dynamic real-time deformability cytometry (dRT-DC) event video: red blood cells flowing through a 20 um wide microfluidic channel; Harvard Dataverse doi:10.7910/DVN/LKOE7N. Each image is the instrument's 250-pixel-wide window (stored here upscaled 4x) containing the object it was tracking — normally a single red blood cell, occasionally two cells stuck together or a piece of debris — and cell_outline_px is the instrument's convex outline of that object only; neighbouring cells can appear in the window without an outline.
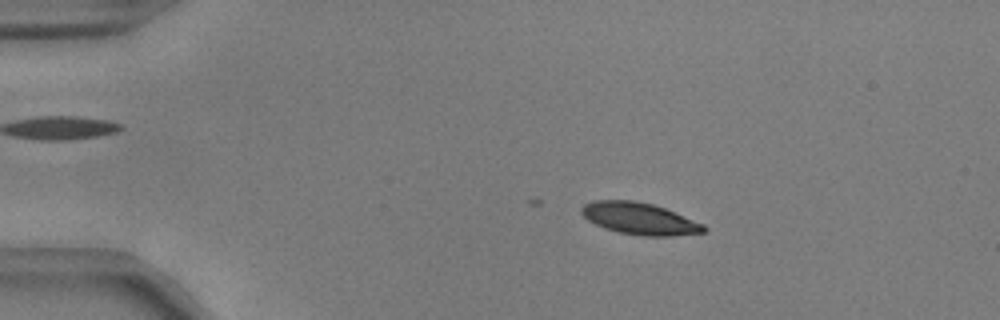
{"species": "common noctule bat (a hibernating species)", "species_latin": "Nyctalus noctula", "temperature_condition": "warm", "stored_images_in_passage": 20, "camera_frame_rate_fps": 3000, "um_per_image_px": 0.085, "animal": {"sex": "male", "body_mass_g": 17.9, "forearm_length_mm": 54.2}, "frame": {"image": 1, "passage_image": 8, "time_ms": 2.333, "image_size_px": [1000, 320], "cell_outline_px": [[708, 228], [704, 232], [672, 236], [640, 236], [616, 232], [604, 228], [588, 220], [580, 212], [580, 208], [584, 204], [592, 200], [632, 200], [652, 204], [664, 208], [704, 224]], "centroid_in_image_um": [54.33, 18.58], "position_along_channel_um": 30.7, "area_um2": 22.77}}
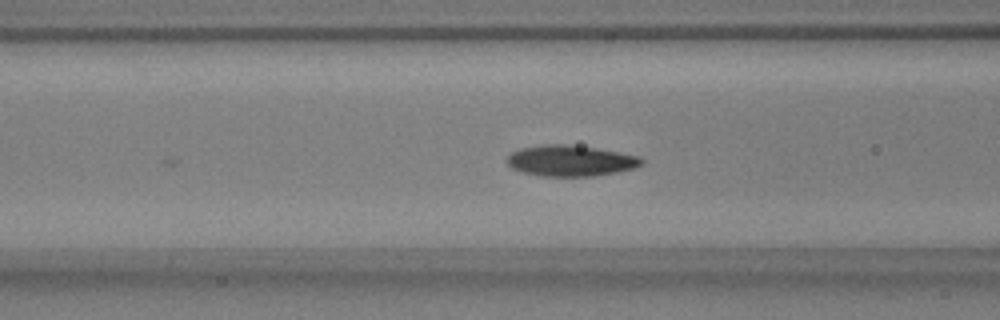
{"frame": {"image": 2, "passage_image": 20, "time_ms": 6.333, "image_size_px": [1000, 320], "cell_outline_px": [[644, 164], [632, 168], [616, 172], [596, 176], [540, 176], [520, 172], [512, 168], [504, 160], [512, 152], [520, 148], [544, 144], [564, 144], [596, 148], [640, 156], [644, 160]], "centroid_in_image_um": [48.47, 13.66], "position_along_channel_um": 118.1, "area_um2": 24.39}}